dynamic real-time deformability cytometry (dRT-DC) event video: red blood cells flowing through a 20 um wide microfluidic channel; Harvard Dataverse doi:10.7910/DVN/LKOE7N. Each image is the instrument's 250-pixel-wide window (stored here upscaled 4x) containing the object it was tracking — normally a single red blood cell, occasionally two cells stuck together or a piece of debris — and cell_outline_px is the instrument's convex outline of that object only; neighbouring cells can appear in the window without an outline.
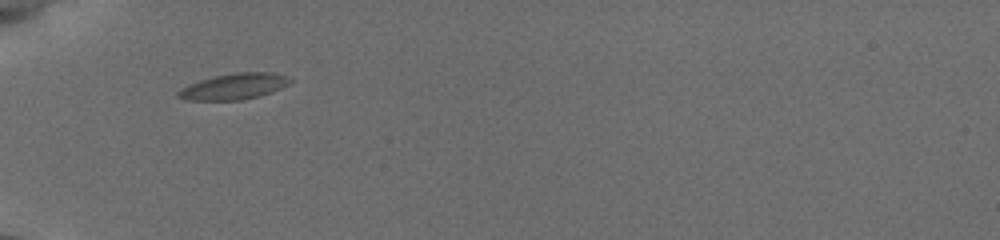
{"species": "common noctule bat (a hibernating species)", "species_latin": "Nyctalus noctula", "temperature_condition": "cold", "stored_images_in_passage": 11, "camera_frame_rate_fps": 3000, "um_per_image_px": 0.085, "animal": {"sex": "female", "body_mass_g": 19.5, "forearm_length_mm": 54.1}, "frame": {"image": 1, "passage_image": 1, "time_ms": 0.0, "image_size_px": [1000, 240], "cell_outline_px": [[292, 80], [288, 84], [280, 88], [260, 96], [240, 100], [184, 100], [176, 96], [176, 92], [188, 84], [200, 80], [216, 76], [236, 72], [272, 72], [284, 76]], "centroid_in_image_um": [19.84, 7.35], "position_along_channel_um": 65.2, "area_um2": 16.82}}
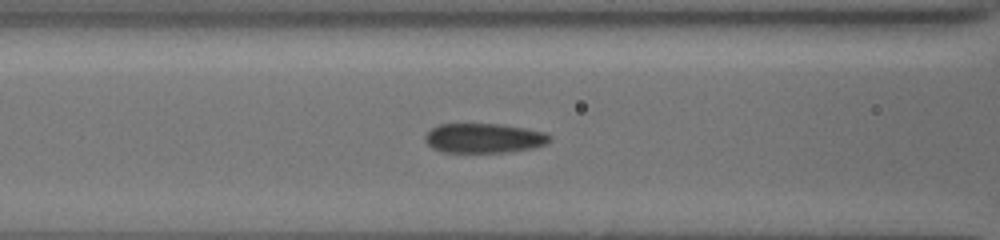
{"frame": {"image": 2, "passage_image": 3, "time_ms": 0.333, "image_size_px": [1000, 240], "cell_outline_px": [[552, 140], [544, 144], [532, 148], [508, 152], [440, 152], [432, 148], [424, 140], [424, 136], [432, 128], [440, 124], [500, 124], [524, 128], [544, 132], [552, 136]], "centroid_in_image_um": [41.12, 11.74], "position_along_channel_um": 125.5, "area_um2": 21.5}}
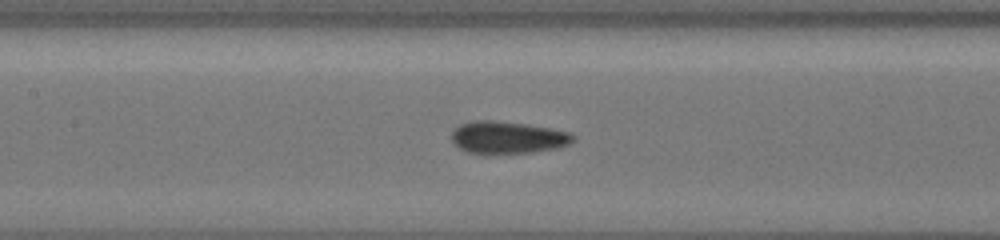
{"frame": {"image": 3, "passage_image": 8, "time_ms": 1.333, "image_size_px": [1000, 240], "cell_outline_px": [[576, 140], [560, 148], [532, 152], [488, 156], [480, 156], [468, 152], [452, 144], [452, 132], [460, 124], [476, 120], [488, 120], [524, 124], [572, 132], [576, 136]], "centroid_in_image_um": [43.14, 11.73], "position_along_channel_um": 164.3, "area_um2": 23.52}}